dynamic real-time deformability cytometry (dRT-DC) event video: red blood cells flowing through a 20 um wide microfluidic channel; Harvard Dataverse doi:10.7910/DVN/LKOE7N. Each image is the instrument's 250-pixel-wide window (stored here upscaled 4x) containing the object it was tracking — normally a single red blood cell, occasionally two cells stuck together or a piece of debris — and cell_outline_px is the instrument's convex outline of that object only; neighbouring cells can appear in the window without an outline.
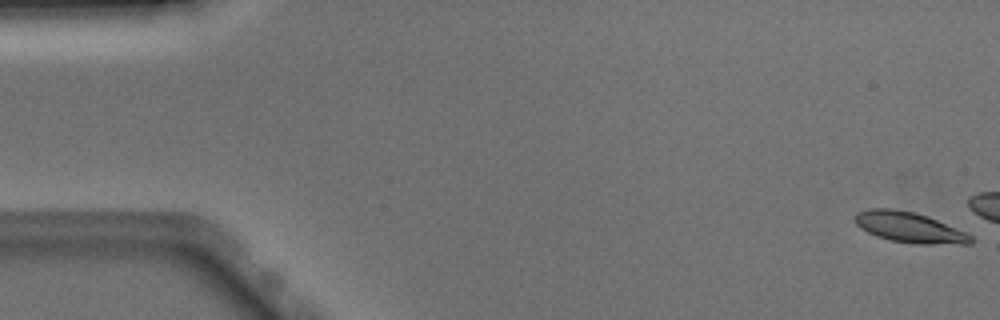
{"species": "Egyptian fruit bat (a non-hibernating species)", "species_latin": "Rousettus aegyptiacus", "temperature_condition": "warm", "stored_images_in_passage": 10, "camera_frame_rate_fps": 3000, "um_per_image_px": 0.085, "animal": {"sex": "male"}, "frame": {"image": 1, "passage_image": 1, "time_ms": 0.0, "image_size_px": [1000, 320], "cell_outline_px": [[976, 240], [972, 244], [916, 244], [892, 240], [876, 236], [860, 228], [856, 224], [852, 216], [856, 212], [872, 208], [892, 208], [912, 212], [928, 216], [968, 232]], "centroid_in_image_um": [77.33, 19.33], "position_along_channel_um": 7.7, "area_um2": 20.92}}